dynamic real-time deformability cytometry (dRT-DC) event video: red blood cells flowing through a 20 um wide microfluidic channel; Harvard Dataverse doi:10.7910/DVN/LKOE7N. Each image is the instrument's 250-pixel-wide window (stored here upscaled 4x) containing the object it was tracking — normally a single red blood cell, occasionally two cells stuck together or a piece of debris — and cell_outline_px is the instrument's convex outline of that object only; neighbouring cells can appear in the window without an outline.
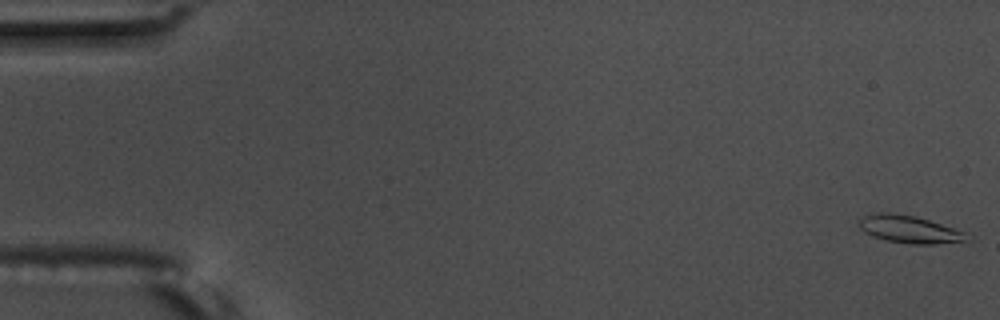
{"species": "common noctule bat (a hibernating species)", "species_latin": "Nyctalus noctula", "temperature_condition": "warm", "stored_images_in_passage": 2, "camera_frame_rate_fps": 3000, "um_per_image_px": 0.085, "animal": {"sex": "male", "body_mass_g": 17.5, "forearm_length_mm": 52.3}, "frame": {"image": 1, "passage_image": 1, "time_ms": 0.0, "image_size_px": [1000, 320], "cell_outline_px": [[964, 240], [932, 244], [912, 244], [884, 240], [872, 236], [864, 232], [860, 228], [860, 220], [864, 216], [876, 212], [888, 212], [916, 216], [964, 232]], "centroid_in_image_um": [77.18, 19.48], "position_along_channel_um": 7.8, "area_um2": 16.76}}